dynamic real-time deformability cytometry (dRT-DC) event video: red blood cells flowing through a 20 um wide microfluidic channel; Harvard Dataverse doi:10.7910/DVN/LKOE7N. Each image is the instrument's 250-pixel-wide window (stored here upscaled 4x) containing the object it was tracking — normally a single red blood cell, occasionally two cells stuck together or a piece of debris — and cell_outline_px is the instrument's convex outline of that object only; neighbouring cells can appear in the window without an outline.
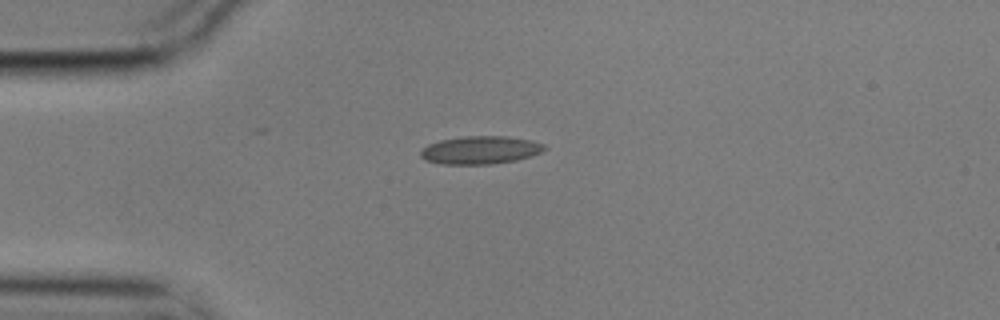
{"species": "common noctule bat (a hibernating species)", "species_latin": "Nyctalus noctula", "temperature_condition": "cold", "stored_images_in_passage": 12, "camera_frame_rate_fps": 3000, "um_per_image_px": 0.085, "animal": {"sex": "male", "body_mass_g": 17.9}, "frame": {"image": 1, "passage_image": 1, "time_ms": 0.0, "image_size_px": [1000, 320], "cell_outline_px": [[548, 148], [532, 156], [516, 160], [488, 164], [440, 164], [424, 160], [420, 156], [420, 152], [428, 144], [440, 140], [464, 136], [508, 136], [532, 140], [544, 144]], "centroid_in_image_um": [40.84, 12.75], "position_along_channel_um": 44.2, "area_um2": 20.29}}
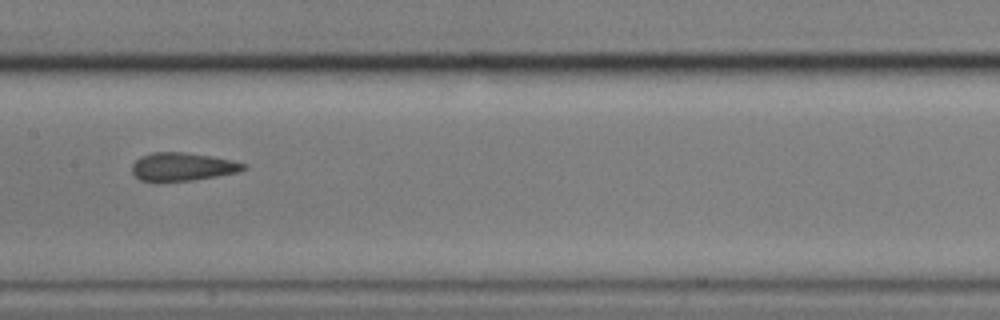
{"frame": {"image": 2, "passage_image": 5, "time_ms": 1.333, "image_size_px": [1000, 320], "cell_outline_px": [[248, 168], [240, 172], [192, 180], [156, 184], [140, 180], [132, 172], [132, 164], [140, 156], [152, 152], [184, 152], [212, 156], [232, 160], [248, 164]], "centroid_in_image_um": [15.5, 14.2], "position_along_channel_um": 191.9, "area_um2": 18.96}}
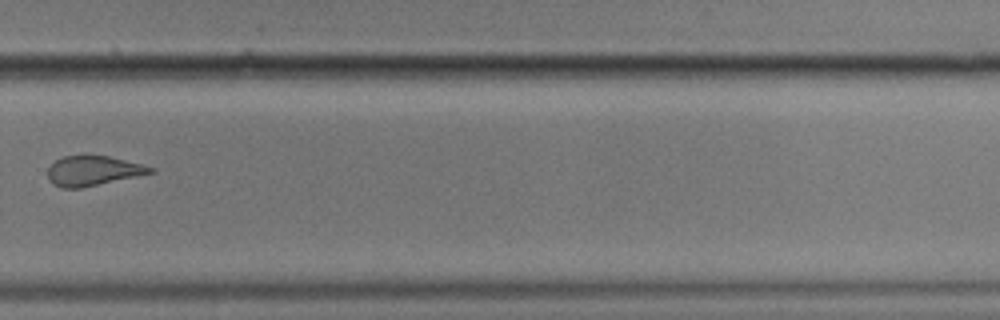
{"frame": {"image": 3, "passage_image": 8, "time_ms": 2.333, "image_size_px": [1000, 320], "cell_outline_px": [[156, 172], [80, 188], [60, 188], [52, 184], [48, 180], [48, 168], [56, 160], [64, 156], [108, 156], [156, 168]], "centroid_in_image_um": [7.89, 14.53], "position_along_channel_um": 321.9, "area_um2": 17.63}}